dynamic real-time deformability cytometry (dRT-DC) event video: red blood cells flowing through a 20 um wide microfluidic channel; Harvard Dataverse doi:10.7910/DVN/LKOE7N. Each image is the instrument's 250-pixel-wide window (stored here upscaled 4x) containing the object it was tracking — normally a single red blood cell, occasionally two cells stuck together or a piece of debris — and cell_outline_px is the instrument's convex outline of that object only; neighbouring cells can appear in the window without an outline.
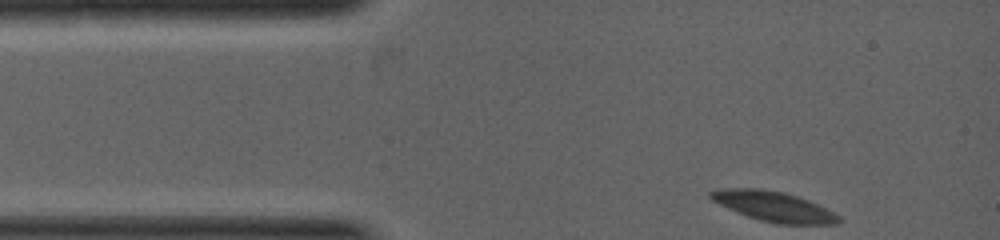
{"species": "common noctule bat (a hibernating species)", "species_latin": "Nyctalus noctula", "temperature_condition": "warm", "stored_images_in_passage": 2, "camera_frame_rate_fps": 5000, "um_per_image_px": 0.085, "animal": {"sex": "female", "body_mass_g": 19.0, "forearm_length_mm": 53.3}, "frame": {"image": 1, "passage_image": 1, "time_ms": 0.0, "image_size_px": [1000, 240], "cell_outline_px": [[844, 220], [836, 224], [776, 224], [760, 220], [736, 212], [712, 200], [708, 196], [708, 192], [724, 188], [760, 188], [784, 192], [808, 200], [840, 216]], "centroid_in_image_um": [65.76, 17.55], "position_along_channel_um": 19.2, "area_um2": 22.31}}